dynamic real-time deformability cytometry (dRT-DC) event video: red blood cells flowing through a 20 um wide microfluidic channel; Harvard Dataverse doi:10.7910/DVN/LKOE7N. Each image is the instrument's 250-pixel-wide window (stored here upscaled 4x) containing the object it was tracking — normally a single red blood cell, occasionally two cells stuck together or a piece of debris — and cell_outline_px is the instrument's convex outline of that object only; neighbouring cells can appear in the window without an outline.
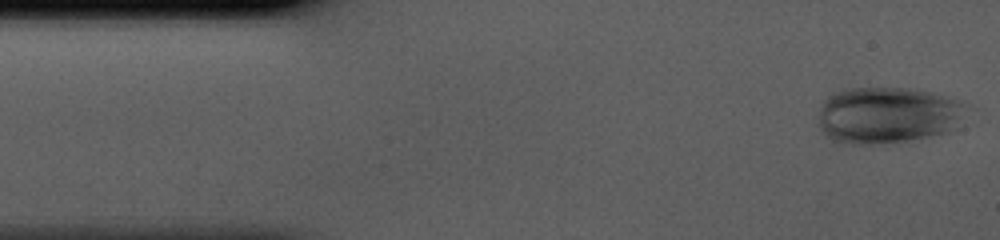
{"species": "human", "species_latin": "Homo sapiens", "temperature_condition": "cold", "stored_images_in_passage": 41, "camera_frame_rate_fps": 3000, "um_per_image_px": 0.085, "donor": {"sex": "male"}, "frame": {"image": 1, "passage_image": 1, "time_ms": 0.0, "image_size_px": [1000, 240], "cell_outline_px": [[964, 104], [956, 128], [948, 132], [908, 140], [868, 144], [832, 144], [824, 136], [820, 128], [820, 108], [824, 100], [832, 92], [852, 88], [908, 88], [928, 92], [956, 100]], "centroid_in_image_um": [75.32, 9.81], "position_along_channel_um": 9.7, "area_um2": 48.44}}
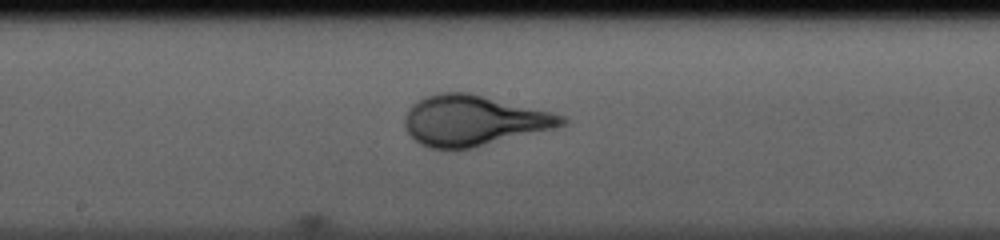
{"frame": {"image": 2, "passage_image": 21, "time_ms": 6.667, "image_size_px": [1000, 240], "cell_outline_px": [[568, 124], [456, 152], [452, 152], [428, 148], [420, 144], [404, 128], [404, 120], [408, 108], [412, 104], [424, 96], [440, 92], [468, 92], [552, 112], [564, 116], [568, 120]], "centroid_in_image_um": [40.19, 10.27], "position_along_channel_um": 208.0, "area_um2": 46.53}}
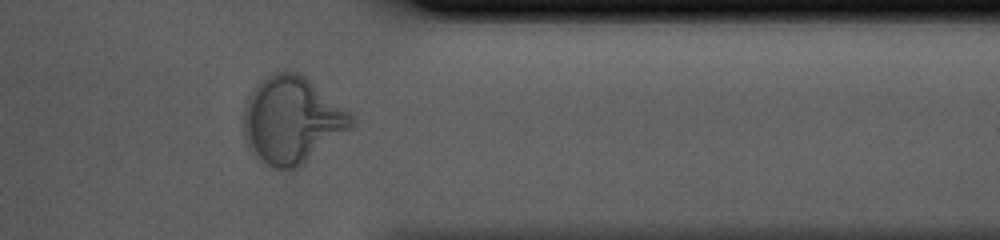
{"frame": {"image": 3, "passage_image": 34, "time_ms": 11.0, "image_size_px": [1000, 240], "cell_outline_px": [[356, 124], [352, 128], [296, 168], [272, 168], [256, 156], [248, 148], [244, 140], [244, 104], [252, 88], [260, 80], [272, 72], [284, 68], [292, 68], [308, 76], [352, 112], [356, 120]], "centroid_in_image_um": [24.83, 10.11], "position_along_channel_um": 386.6, "area_um2": 55.78}}